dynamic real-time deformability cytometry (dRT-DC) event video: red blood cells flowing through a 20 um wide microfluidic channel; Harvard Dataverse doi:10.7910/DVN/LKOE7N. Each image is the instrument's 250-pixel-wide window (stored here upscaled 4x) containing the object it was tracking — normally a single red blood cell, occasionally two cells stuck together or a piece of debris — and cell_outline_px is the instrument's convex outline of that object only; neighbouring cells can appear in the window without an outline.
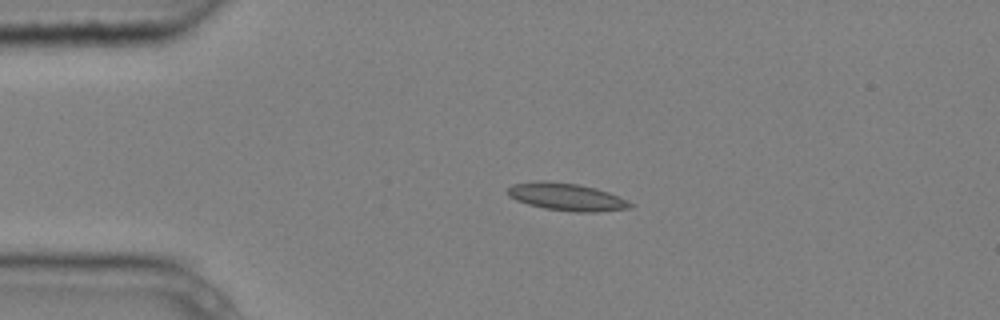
{"species": "common noctule bat (a hibernating species)", "species_latin": "Nyctalus noctula", "temperature_condition": "cold", "stored_images_in_passage": 5, "camera_frame_rate_fps": 3000, "um_per_image_px": 0.085, "animal": {"sex": "male", "body_mass_g": 20.4}, "frame": {"image": 1, "passage_image": 2, "time_ms": 0.333, "image_size_px": [1000, 320], "cell_outline_px": [[636, 204], [632, 208], [596, 212], [572, 212], [544, 208], [528, 204], [516, 200], [508, 196], [504, 192], [512, 184], [540, 180], [544, 180], [580, 184], [596, 188], [620, 196]], "centroid_in_image_um": [48.18, 16.73], "position_along_channel_um": 36.8, "area_um2": 20.06}}
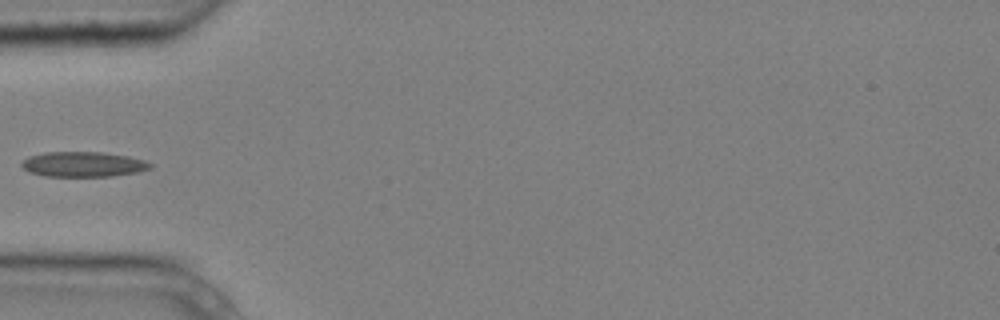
{"frame": {"image": 2, "passage_image": 4, "time_ms": 1.0, "image_size_px": [1000, 320], "cell_outline_px": [[152, 168], [140, 172], [112, 176], [44, 176], [28, 172], [20, 164], [28, 156], [44, 152], [100, 152], [128, 156], [144, 160], [152, 164]], "centroid_in_image_um": [7.08, 13.96], "position_along_channel_um": 77.9, "area_um2": 18.9}}
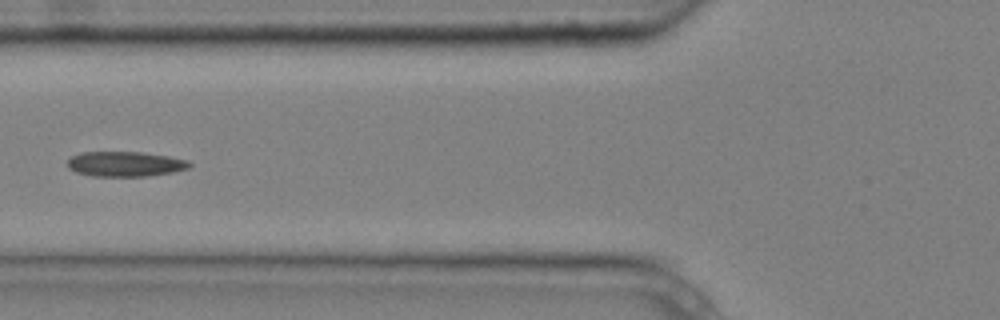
{"frame": {"image": 3, "passage_image": 5, "time_ms": 1.333, "image_size_px": [1000, 320], "cell_outline_px": [[192, 164], [188, 168], [172, 172], [148, 176], [92, 176], [76, 172], [68, 168], [64, 164], [72, 156], [80, 152], [144, 152], [168, 156], [188, 160]], "centroid_in_image_um": [10.61, 13.93], "position_along_channel_um": 115.2, "area_um2": 17.92}}